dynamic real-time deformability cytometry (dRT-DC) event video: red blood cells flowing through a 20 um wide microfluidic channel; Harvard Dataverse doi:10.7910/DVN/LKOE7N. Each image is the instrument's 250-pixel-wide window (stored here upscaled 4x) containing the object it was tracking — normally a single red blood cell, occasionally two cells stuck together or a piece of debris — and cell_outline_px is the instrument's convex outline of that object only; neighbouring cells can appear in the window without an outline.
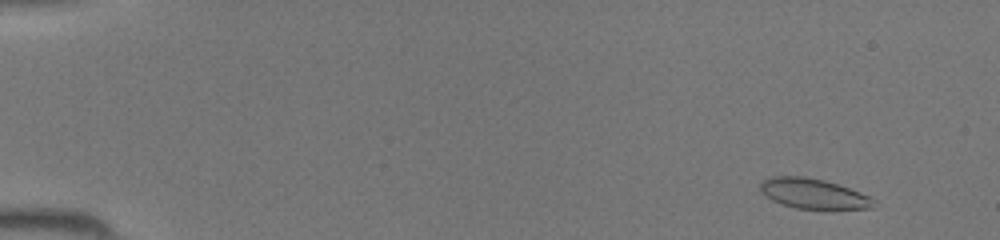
{"species": "common noctule bat (a hibernating species)", "species_latin": "Nyctalus noctula", "temperature_condition": "room temperature", "stored_images_in_passage": 46, "camera_frame_rate_fps": 3000, "um_per_image_px": 0.085, "animal": {"sex": "female", "body_mass_g": 19.5, "forearm_length_mm": 54.1}, "frame": {"image": 1, "passage_image": 4, "time_ms": 1.0, "image_size_px": [1000, 240], "cell_outline_px": [[876, 200], [872, 208], [796, 208], [772, 200], [760, 192], [760, 184], [764, 180], [772, 176], [808, 176], [824, 180], [860, 192]], "centroid_in_image_um": [69.1, 16.44], "position_along_channel_um": 15.9, "area_um2": 19.54}}
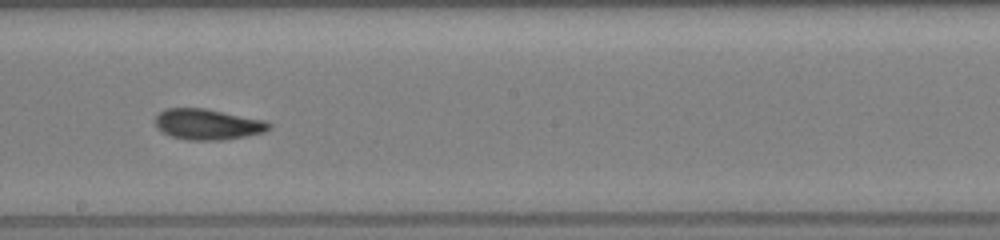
{"frame": {"image": 2, "passage_image": 27, "time_ms": 8.667, "image_size_px": [1000, 240], "cell_outline_px": [[272, 128], [264, 132], [224, 140], [184, 140], [168, 136], [156, 128], [156, 116], [160, 112], [168, 108], [204, 108], [264, 120], [272, 124]], "centroid_in_image_um": [17.63, 10.58], "position_along_channel_um": 230.6, "area_um2": 20.46}}
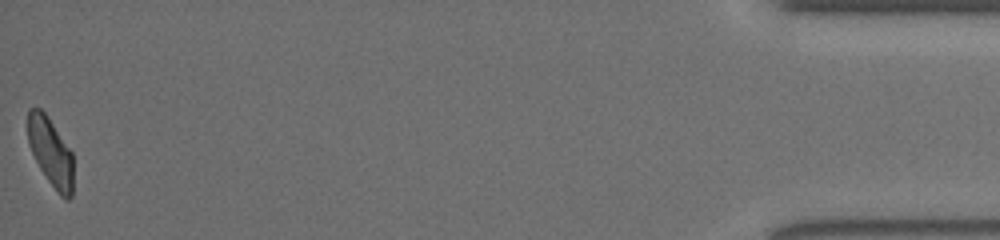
{"frame": {"image": 3, "passage_image": 46, "time_ms": 15.0, "image_size_px": [1000, 240], "cell_outline_px": [[72, 196], [68, 200], [64, 200], [60, 196], [48, 180], [40, 168], [28, 144], [28, 108], [40, 108], [48, 116], [72, 152]], "centroid_in_image_um": [4.3, 12.92], "position_along_channel_um": 430.9, "area_um2": 18.03}}